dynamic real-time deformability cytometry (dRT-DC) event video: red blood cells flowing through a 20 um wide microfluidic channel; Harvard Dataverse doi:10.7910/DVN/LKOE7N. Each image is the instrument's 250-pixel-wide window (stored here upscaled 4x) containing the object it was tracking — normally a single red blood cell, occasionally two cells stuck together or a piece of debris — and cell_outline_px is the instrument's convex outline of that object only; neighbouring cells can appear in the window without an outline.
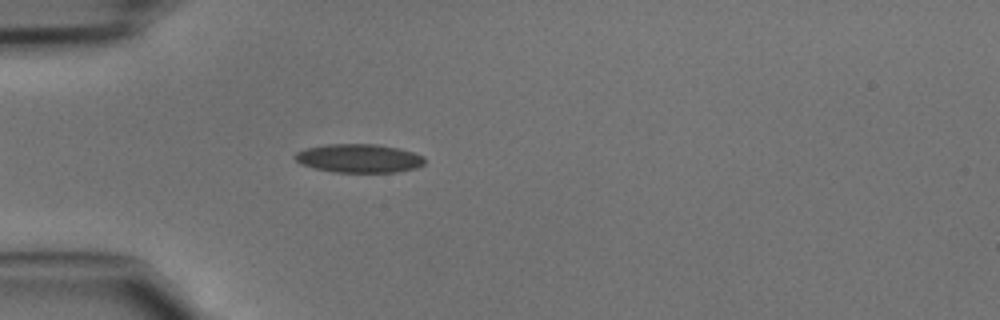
{"species": "common noctule bat (a hibernating species)", "species_latin": "Nyctalus noctula", "temperature_condition": "cold", "stored_images_in_passage": 39, "camera_frame_rate_fps": 3000, "um_per_image_px": 0.085, "animal": {"sex": "male", "body_mass_g": 15.6}, "frame": {"image": 1, "passage_image": 7, "time_ms": 2.0, "image_size_px": [1000, 320], "cell_outline_px": [[424, 164], [416, 168], [396, 172], [332, 172], [300, 164], [292, 156], [296, 152], [304, 148], [324, 144], [376, 144], [400, 148], [424, 156]], "centroid_in_image_um": [30.48, 13.45], "position_along_channel_um": 54.5, "area_um2": 21.79}}
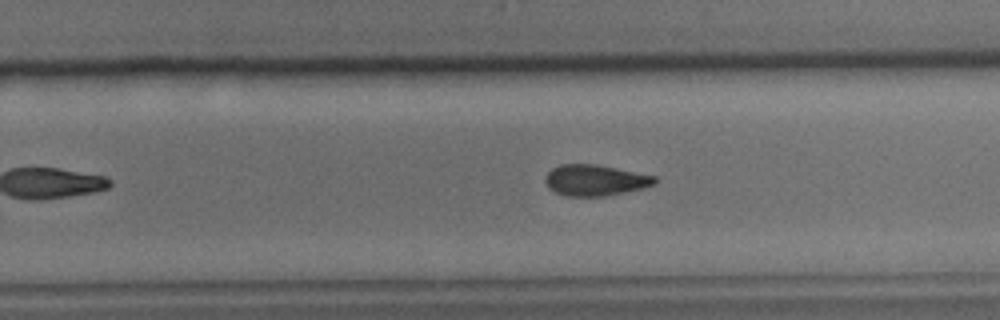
{"frame": {"image": 2, "passage_image": 23, "time_ms": 7.333, "image_size_px": [1000, 320], "cell_outline_px": [[656, 184], [644, 188], [604, 196], [568, 196], [556, 192], [548, 188], [544, 180], [548, 172], [552, 168], [560, 164], [596, 164], [656, 176]], "centroid_in_image_um": [50.58, 15.31], "position_along_channel_um": 279.2, "area_um2": 19.77}}
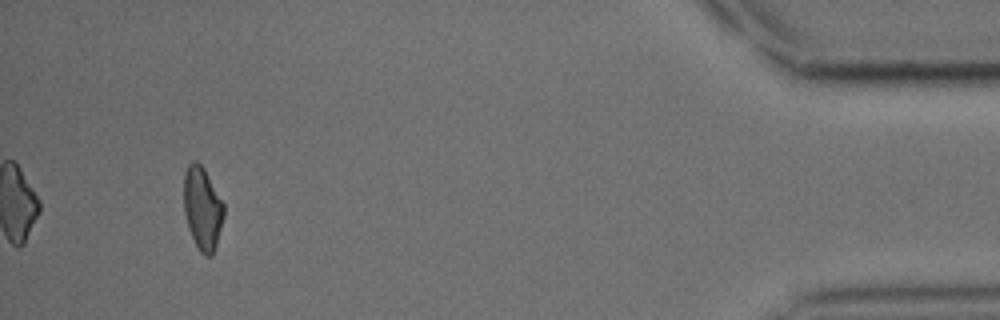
{"frame": {"image": 3, "passage_image": 37, "time_ms": 12.0, "image_size_px": [1000, 320], "cell_outline_px": [[224, 216], [216, 244], [212, 256], [204, 256], [200, 252], [188, 228], [184, 212], [184, 172], [188, 164], [192, 160], [196, 160], [204, 168], [224, 204]], "centroid_in_image_um": [17.2, 17.69], "position_along_channel_um": 418.0, "area_um2": 19.31}}